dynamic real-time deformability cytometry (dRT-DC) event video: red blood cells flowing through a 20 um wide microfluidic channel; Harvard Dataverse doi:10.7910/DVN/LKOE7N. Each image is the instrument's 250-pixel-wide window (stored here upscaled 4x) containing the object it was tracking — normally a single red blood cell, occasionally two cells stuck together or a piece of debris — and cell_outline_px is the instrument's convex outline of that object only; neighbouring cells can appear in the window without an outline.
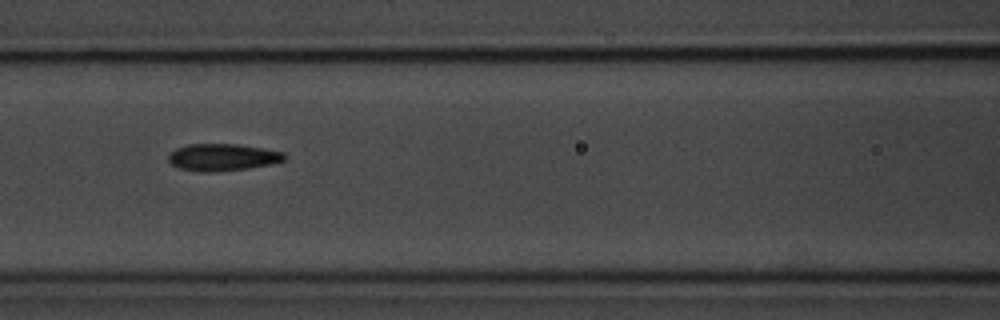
{"species": "common noctule bat (a hibernating species)", "species_latin": "Nyctalus noctula", "temperature_condition": "room temperature", "stored_images_in_passage": 7, "camera_frame_rate_fps": 3000, "um_per_image_px": 0.085, "animal": {"sex": "male", "body_mass_g": 20.1, "forearm_length_mm": 53.5}, "frame": {"image": 1, "passage_image": 4, "time_ms": 3.333, "image_size_px": [1000, 320], "cell_outline_px": [[284, 160], [268, 164], [248, 168], [208, 172], [200, 172], [180, 168], [172, 164], [168, 160], [168, 152], [176, 148], [188, 144], [240, 144], [284, 152]], "centroid_in_image_um": [18.86, 13.35], "position_along_channel_um": 147.7, "area_um2": 18.15}}
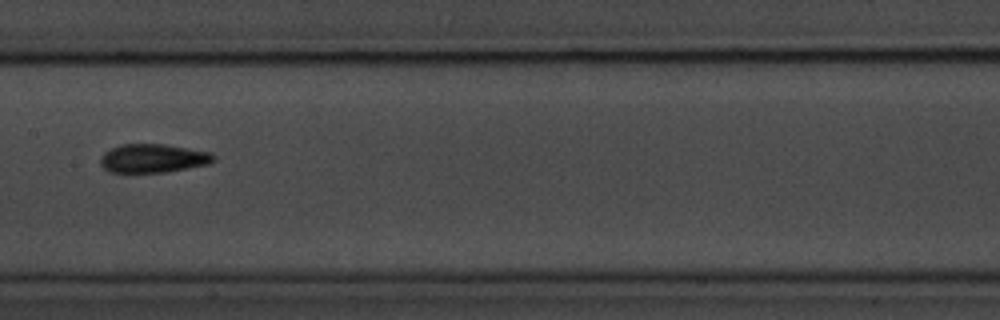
{"frame": {"image": 2, "passage_image": 5, "time_ms": 4.667, "image_size_px": [1000, 320], "cell_outline_px": [[216, 160], [208, 164], [164, 172], [112, 172], [104, 168], [100, 164], [100, 160], [104, 152], [120, 144], [164, 144], [212, 152], [216, 156]], "centroid_in_image_um": [13.04, 13.44], "position_along_channel_um": 194.4, "area_um2": 18.84}}